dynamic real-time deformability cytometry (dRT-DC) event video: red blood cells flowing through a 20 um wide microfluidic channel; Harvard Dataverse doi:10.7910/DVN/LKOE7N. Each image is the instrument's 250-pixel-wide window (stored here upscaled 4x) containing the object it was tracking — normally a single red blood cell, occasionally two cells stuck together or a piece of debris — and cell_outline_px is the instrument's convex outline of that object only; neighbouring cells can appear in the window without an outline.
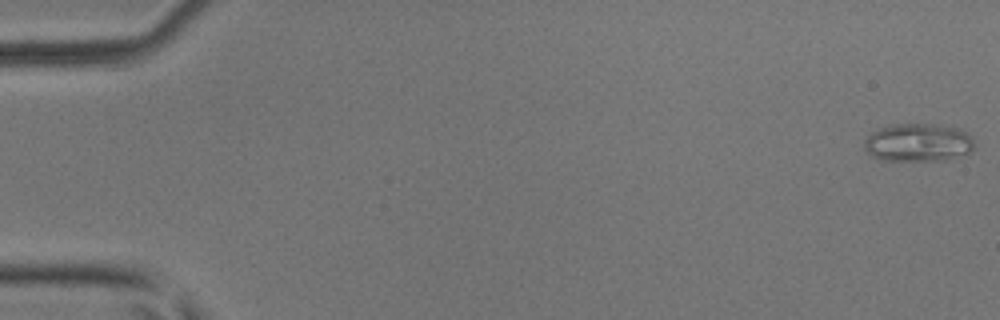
{"species": "common noctule bat (a hibernating species)", "species_latin": "Nyctalus noctula", "temperature_condition": "room temperature", "stored_images_in_passage": 50, "camera_frame_rate_fps": 3000, "um_per_image_px": 0.085, "animal": {"sex": "male", "body_mass_g": 17.9, "forearm_length_mm": 54.2}, "frame": {"image": 1, "passage_image": 1, "time_ms": 0.0, "image_size_px": [1000, 320], "cell_outline_px": [[976, 144], [968, 152], [948, 160], [880, 160], [872, 156], [864, 148], [864, 140], [872, 132], [880, 128], [892, 124], [940, 124], [960, 128], [972, 136]], "centroid_in_image_um": [78.06, 12.1], "position_along_channel_um": 6.9, "area_um2": 24.62}}
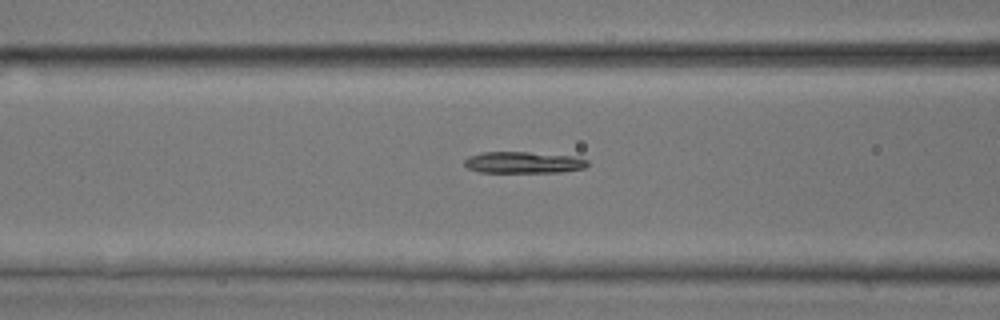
{"frame": {"image": 2, "passage_image": 21, "time_ms": 6.667, "image_size_px": [1000, 320], "cell_outline_px": [[588, 164], [584, 168], [560, 172], [480, 172], [468, 168], [464, 164], [464, 160], [468, 156], [480, 152], [528, 152], [572, 156], [588, 160]], "centroid_in_image_um": [44.45, 13.8], "position_along_channel_um": 122.1, "area_um2": 15.37}}
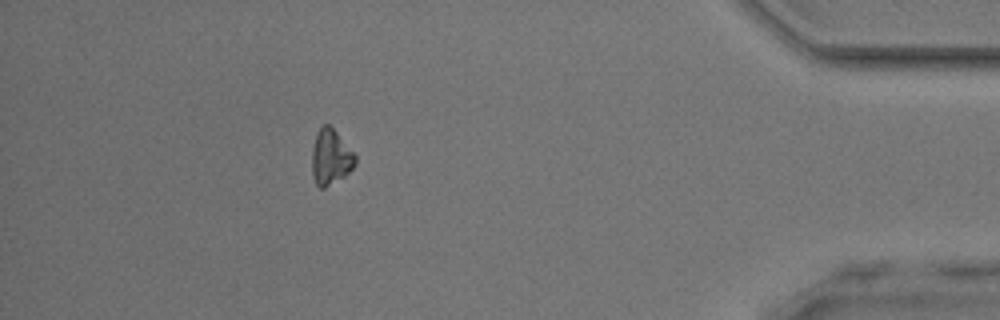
{"frame": {"image": 3, "passage_image": 45, "time_ms": 14.667, "image_size_px": [1000, 320], "cell_outline_px": [[356, 164], [344, 176], [324, 188], [320, 188], [316, 184], [312, 176], [312, 148], [316, 132], [324, 124], [328, 124], [336, 132], [356, 156]], "centroid_in_image_um": [28.08, 13.36], "position_along_channel_um": 407.1, "area_um2": 13.81}, "authors_computed_cell_mechanics": {"area_um2": 15.2881, "velocity_mm_per_s": 4.1609, "shape_relaxation_time_tau1_ms": null, "shape_relaxation_time_tau2_ms": 10.767, "deformation_change_tau1": null, "deformation_change_tau2": 0.2172}}